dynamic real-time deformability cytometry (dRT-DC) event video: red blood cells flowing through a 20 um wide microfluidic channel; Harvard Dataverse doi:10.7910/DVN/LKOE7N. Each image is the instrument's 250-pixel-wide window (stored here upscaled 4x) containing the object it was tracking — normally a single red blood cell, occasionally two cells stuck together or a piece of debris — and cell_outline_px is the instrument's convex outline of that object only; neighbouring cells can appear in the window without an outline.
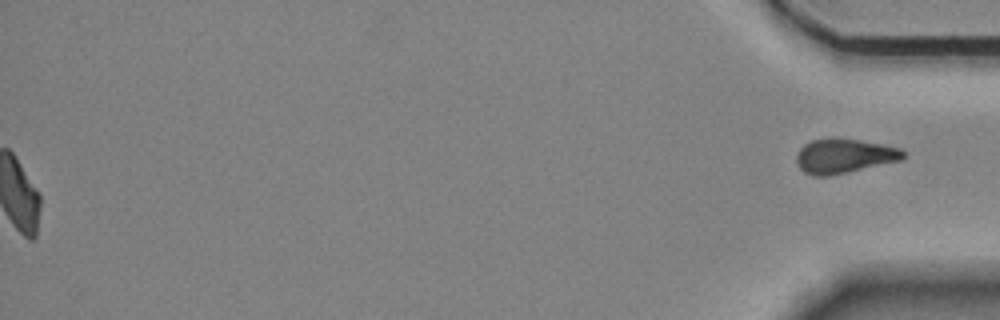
{"species": "Egyptian fruit bat (a non-hibernating species)", "species_latin": "Rousettus aegyptiacus", "temperature_condition": "room temperature", "stored_images_in_passage": 46, "segment_of_instrument_passage": [2, 2], "camera_frame_rate_fps": 3000, "um_per_image_px": 0.085, "animal": {"sex": "female"}, "frame": {"image": 1, "passage_image": 46, "time_ms": 15.0, "image_size_px": [1000, 320], "cell_outline_px": [[904, 160], [848, 172], [828, 176], [812, 176], [804, 172], [800, 168], [796, 160], [796, 156], [800, 148], [804, 144], [812, 140], [832, 136], [836, 136], [860, 140], [900, 148], [904, 152]], "centroid_in_image_um": [71.74, 13.24], "position_along_channel_um": 363.5, "area_um2": 21.79}}